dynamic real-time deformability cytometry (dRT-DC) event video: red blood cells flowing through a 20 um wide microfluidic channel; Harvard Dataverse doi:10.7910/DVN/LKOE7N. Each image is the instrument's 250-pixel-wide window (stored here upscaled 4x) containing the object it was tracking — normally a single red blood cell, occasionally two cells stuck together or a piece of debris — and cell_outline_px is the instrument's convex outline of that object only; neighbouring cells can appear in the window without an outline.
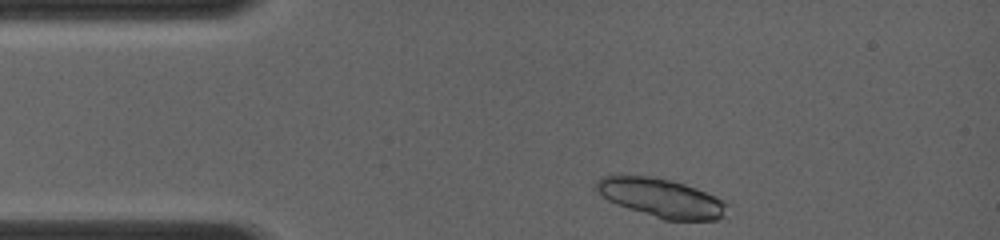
{"species": "common noctule bat (a hibernating species)", "species_latin": "Nyctalus noctula", "temperature_condition": "room temperature", "stored_images_in_passage": 4, "camera_frame_rate_fps": 4000, "um_per_image_px": 0.085, "animal": {"sex": "female", "body_mass_g": 19.0, "forearm_length_mm": 56.7}, "frame": {"image": 1, "passage_image": 1, "time_ms": 0.0, "image_size_px": [1000, 240], "cell_outline_px": [[728, 204], [724, 216], [716, 220], [664, 220], [616, 204], [608, 200], [596, 188], [596, 180], [604, 176], [648, 176], [668, 180], [684, 184], [696, 188], [724, 200]], "centroid_in_image_um": [56.24, 16.84], "position_along_channel_um": 28.8, "area_um2": 29.13}}